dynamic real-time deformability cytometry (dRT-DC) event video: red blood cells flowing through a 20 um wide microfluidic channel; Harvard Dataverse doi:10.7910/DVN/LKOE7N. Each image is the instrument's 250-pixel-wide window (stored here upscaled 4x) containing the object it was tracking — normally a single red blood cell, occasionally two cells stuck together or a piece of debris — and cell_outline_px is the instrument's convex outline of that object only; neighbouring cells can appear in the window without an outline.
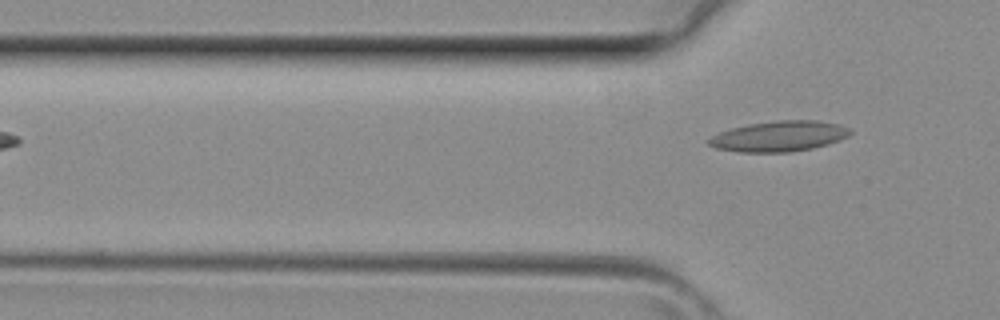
{"species": "common noctule bat (a hibernating species)", "species_latin": "Nyctalus noctula", "temperature_condition": "room temperature", "stored_images_in_passage": 4, "camera_frame_rate_fps": 3000, "um_per_image_px": 0.085, "animal": {"sex": "female", "body_mass_g": 29.2, "forearm_length_mm": 56.3}, "frame": {"image": 1, "passage_image": 4, "time_ms": 1.0, "image_size_px": [1000, 320], "cell_outline_px": [[852, 132], [848, 136], [828, 144], [812, 148], [792, 152], [740, 152], [716, 148], [708, 144], [708, 140], [712, 136], [720, 132], [732, 128], [748, 124], [776, 120], [816, 120], [836, 124], [848, 128]], "centroid_in_image_um": [66.21, 11.58], "position_along_channel_um": 59.6, "area_um2": 24.97}}